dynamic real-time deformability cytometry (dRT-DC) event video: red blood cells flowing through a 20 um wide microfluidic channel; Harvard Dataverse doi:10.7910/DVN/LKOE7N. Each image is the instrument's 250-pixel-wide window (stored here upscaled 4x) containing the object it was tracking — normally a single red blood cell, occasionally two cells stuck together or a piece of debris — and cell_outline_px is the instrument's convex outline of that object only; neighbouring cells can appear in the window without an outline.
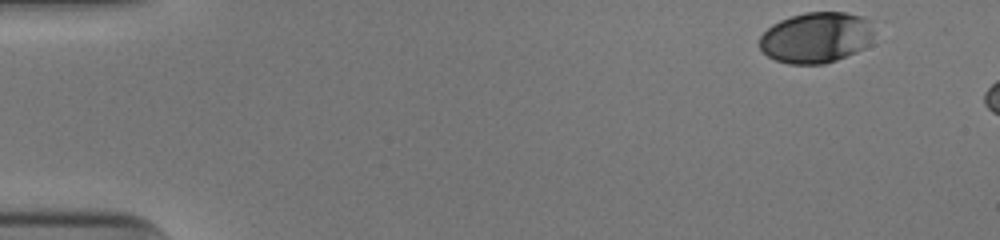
{"species": "human", "species_latin": "Homo sapiens", "temperature_condition": "cold", "stored_images_in_passage": 6, "camera_frame_rate_fps": 3000, "um_per_image_px": 0.085, "donor": {"sex": "male"}, "frame": {"image": 1, "passage_image": 1, "time_ms": 0.0, "image_size_px": [1000, 240], "cell_outline_px": [[872, 36], [864, 48], [856, 52], [836, 60], [824, 64], [788, 64], [776, 60], [768, 56], [760, 48], [760, 36], [772, 24], [780, 20], [804, 12], [844, 12], [864, 16], [872, 20]], "centroid_in_image_um": [69.38, 3.18], "position_along_channel_um": 15.6, "area_um2": 33.99}}